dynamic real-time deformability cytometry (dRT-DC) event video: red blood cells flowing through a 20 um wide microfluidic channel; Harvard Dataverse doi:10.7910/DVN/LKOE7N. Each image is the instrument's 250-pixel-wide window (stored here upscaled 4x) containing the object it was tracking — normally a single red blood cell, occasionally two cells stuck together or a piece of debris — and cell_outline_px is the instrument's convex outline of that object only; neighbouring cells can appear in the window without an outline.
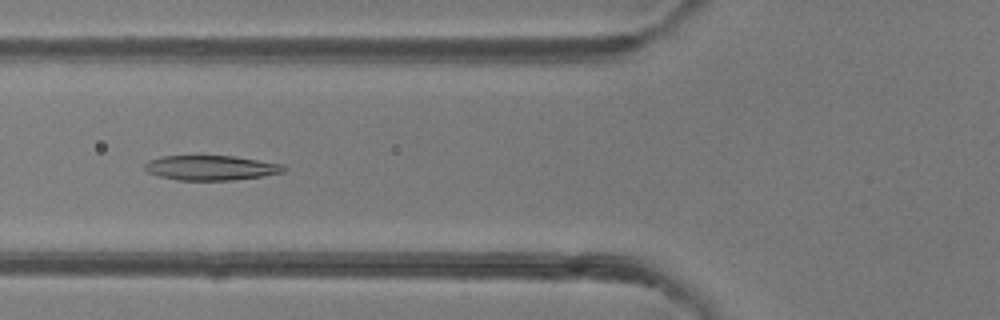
{"species": "common noctule bat (a hibernating species)", "species_latin": "Nyctalus noctula", "temperature_condition": "room temperature", "stored_images_in_passage": 47, "camera_frame_rate_fps": 3000, "um_per_image_px": 0.085, "animal": {"sex": "female"}, "frame": {"image": 1, "passage_image": 16, "time_ms": 5.0, "image_size_px": [1000, 320], "cell_outline_px": [[288, 168], [284, 172], [264, 176], [232, 180], [176, 180], [160, 176], [148, 172], [144, 168], [144, 164], [148, 160], [164, 156], [236, 156], [284, 164]], "centroid_in_image_um": [17.98, 14.26], "position_along_channel_um": 107.8, "area_um2": 20.23}}
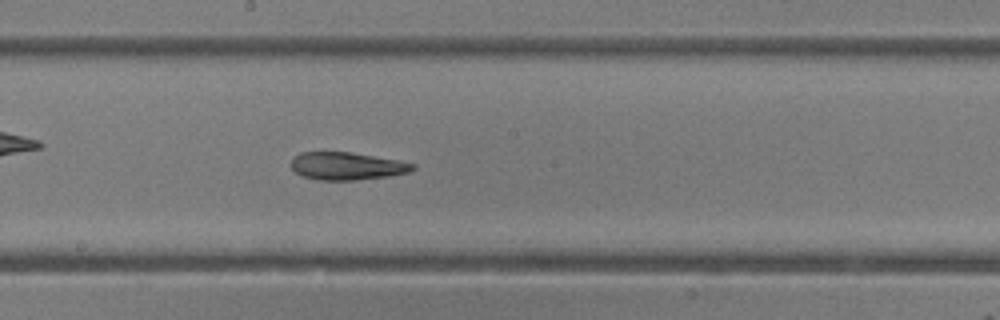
{"frame": {"image": 2, "passage_image": 24, "time_ms": 7.667, "image_size_px": [1000, 320], "cell_outline_px": [[416, 168], [408, 172], [388, 176], [356, 180], [316, 180], [304, 176], [296, 172], [292, 168], [292, 156], [300, 152], [352, 152], [400, 160], [416, 164]], "centroid_in_image_um": [29.5, 14.1], "position_along_channel_um": 218.7, "area_um2": 19.71}}
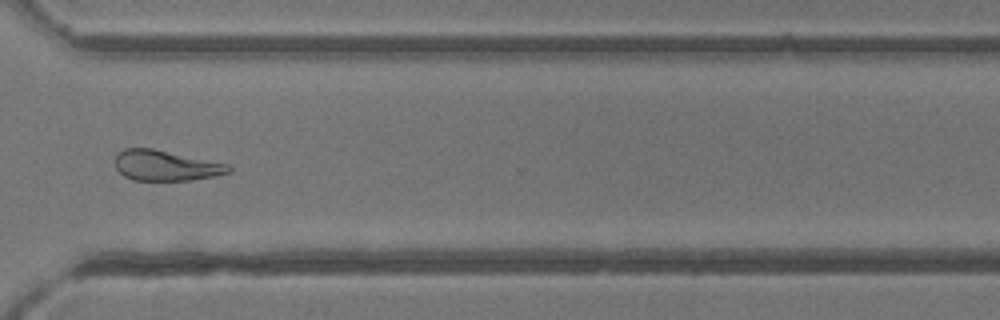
{"frame": {"image": 3, "passage_image": 34, "time_ms": 11.0, "image_size_px": [1000, 320], "cell_outline_px": [[232, 168], [228, 172], [216, 176], [192, 180], [132, 180], [124, 176], [116, 168], [116, 152], [124, 148], [152, 148], [228, 164]], "centroid_in_image_um": [14.06, 14.07], "position_along_channel_um": 356.5, "area_um2": 20.06}, "authors_computed_cell_mechanics": {"area_um2": 21.5016, "velocity_mm_per_s": 4.1474, "shape_relaxation_time_tau1_ms": 4.8428, "shape_relaxation_time_tau2_ms": 5.2566, "deformation_change_tau1": 0.1629, "deformation_change_tau2": 0.1585}}